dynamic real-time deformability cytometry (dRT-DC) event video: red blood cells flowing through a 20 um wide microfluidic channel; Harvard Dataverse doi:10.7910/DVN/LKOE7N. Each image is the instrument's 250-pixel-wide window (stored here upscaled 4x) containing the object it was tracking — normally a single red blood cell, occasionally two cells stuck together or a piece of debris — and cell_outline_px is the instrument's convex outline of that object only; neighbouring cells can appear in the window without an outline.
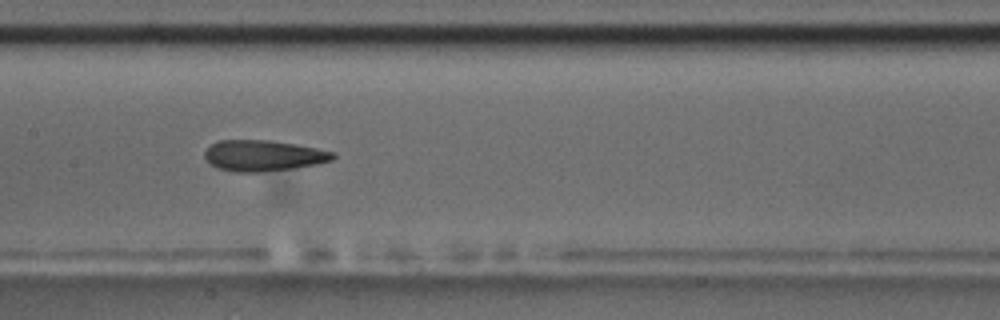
{"species": "common noctule bat (a hibernating species)", "species_latin": "Nyctalus noctula", "temperature_condition": "room temperature", "stored_images_in_passage": 13, "camera_frame_rate_fps": 3000, "um_per_image_px": 0.085, "animal": {"sex": "male", "body_mass_g": 17.5, "forearm_length_mm": 52.3}, "frame": {"image": 1, "passage_image": 8, "time_ms": 9.0, "image_size_px": [1000, 320], "cell_outline_px": [[336, 156], [332, 160], [316, 164], [292, 168], [256, 172], [236, 172], [216, 168], [208, 164], [204, 156], [204, 152], [212, 144], [220, 140], [272, 140], [296, 144], [336, 152]], "centroid_in_image_um": [22.36, 13.22], "position_along_channel_um": 185.0, "area_um2": 23.18}, "authors_computed_cell_mechanics": {"area_um2": 23.0622, "velocity_mm_per_s": 3.5094, "shape_relaxation_time_tau1_ms": null, "shape_relaxation_time_tau2_ms": 2.7449, "deformation_change_tau1": null, "deformation_change_tau2": 0.0927}}